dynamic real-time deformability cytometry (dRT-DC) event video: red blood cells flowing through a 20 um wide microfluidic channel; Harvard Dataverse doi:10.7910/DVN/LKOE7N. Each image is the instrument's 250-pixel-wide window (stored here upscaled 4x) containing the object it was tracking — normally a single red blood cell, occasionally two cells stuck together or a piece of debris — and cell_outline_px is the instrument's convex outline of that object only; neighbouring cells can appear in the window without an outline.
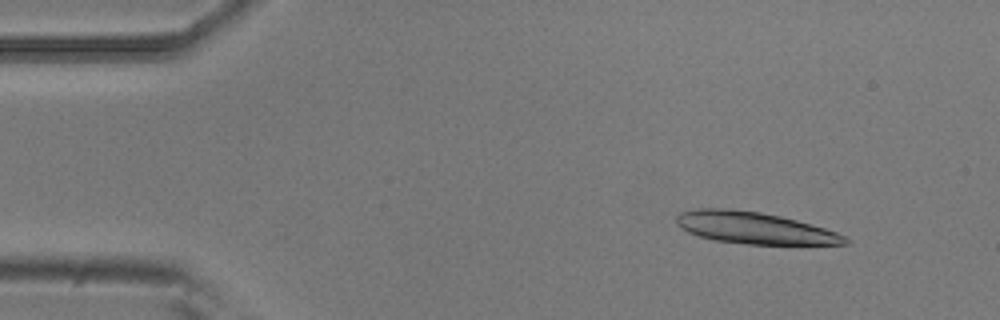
{"species": "common noctule bat (a hibernating species)", "species_latin": "Nyctalus noctula", "temperature_condition": "room temperature", "stored_images_in_passage": 4, "camera_frame_rate_fps": 3000, "um_per_image_px": 0.085, "animal": {"sex": "male", "body_mass_g": 20.5, "forearm_length_mm": 52.5}, "frame": {"image": 1, "passage_image": 2, "time_ms": 0.333, "image_size_px": [1000, 320], "cell_outline_px": [[852, 240], [848, 244], [748, 244], [712, 240], [688, 232], [680, 228], [676, 224], [676, 216], [680, 212], [696, 208], [724, 208], [760, 212], [780, 216], [796, 220], [824, 228], [836, 232]], "centroid_in_image_um": [64.08, 19.37], "position_along_channel_um": 20.9, "area_um2": 31.15}}